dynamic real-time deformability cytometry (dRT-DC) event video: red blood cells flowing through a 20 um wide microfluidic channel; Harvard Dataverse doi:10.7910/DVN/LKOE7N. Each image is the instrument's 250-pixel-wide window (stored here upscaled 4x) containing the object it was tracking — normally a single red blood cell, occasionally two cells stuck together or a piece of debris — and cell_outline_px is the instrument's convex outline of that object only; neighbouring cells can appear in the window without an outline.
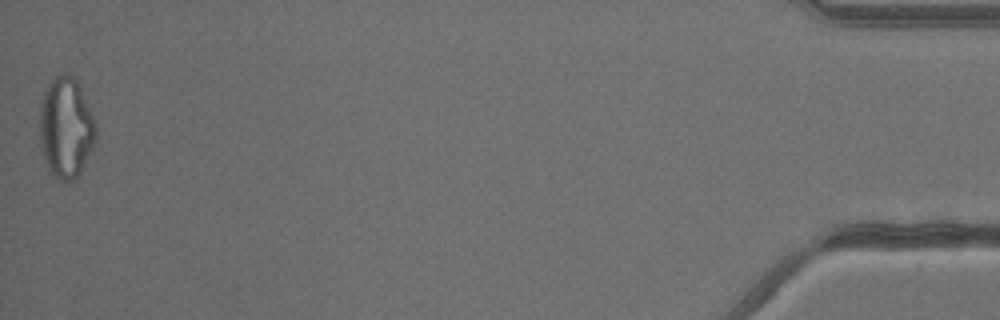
{"species": "common noctule bat (a hibernating species)", "species_latin": "Nyctalus noctula", "temperature_condition": "warm", "stored_images_in_passage": 40, "camera_frame_rate_fps": 3000, "um_per_image_px": 0.085, "animal": {"sex": "male", "body_mass_g": 13.3}, "frame": {"image": 1, "passage_image": 40, "time_ms": 13.0, "image_size_px": [1000, 320], "cell_outline_px": [[96, 136], [92, 148], [80, 172], [72, 180], [60, 180], [52, 176], [44, 160], [40, 148], [40, 104], [44, 92], [48, 84], [60, 72], [68, 72], [76, 76], [96, 124]], "centroid_in_image_um": [5.59, 10.81], "position_along_channel_um": 429.6, "area_um2": 33.18}}